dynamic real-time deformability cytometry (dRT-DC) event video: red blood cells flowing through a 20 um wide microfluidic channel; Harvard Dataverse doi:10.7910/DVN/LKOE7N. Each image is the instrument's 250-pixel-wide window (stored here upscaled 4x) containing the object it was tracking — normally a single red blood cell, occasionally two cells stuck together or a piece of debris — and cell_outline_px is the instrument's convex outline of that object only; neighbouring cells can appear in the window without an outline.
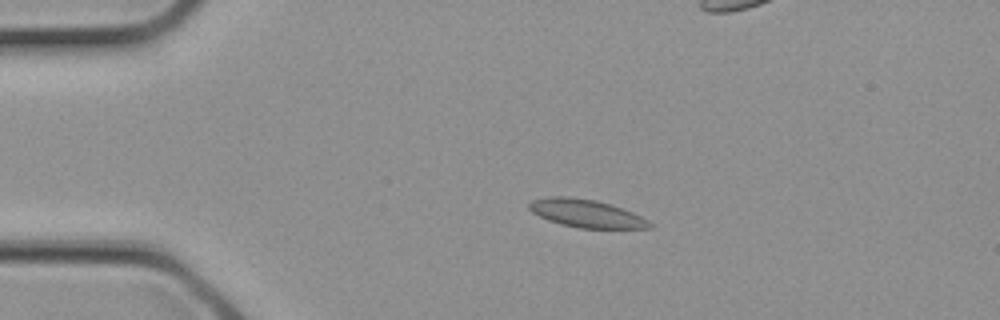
{"species": "common noctule bat (a hibernating species)", "species_latin": "Nyctalus noctula", "temperature_condition": "cold", "stored_images_in_passage": 3, "camera_frame_rate_fps": 3000, "um_per_image_px": 0.085, "animal": {"sex": "female", "body_mass_g": 21.9}, "frame": {"image": 1, "passage_image": 1, "time_ms": 0.0, "image_size_px": [1000, 320], "cell_outline_px": [[652, 228], [580, 228], [560, 224], [548, 220], [532, 212], [528, 208], [528, 204], [532, 200], [548, 196], [568, 196], [596, 200], [632, 212], [648, 220], [652, 224]], "centroid_in_image_um": [49.79, 18.13], "position_along_channel_um": 35.2, "area_um2": 19.48}}
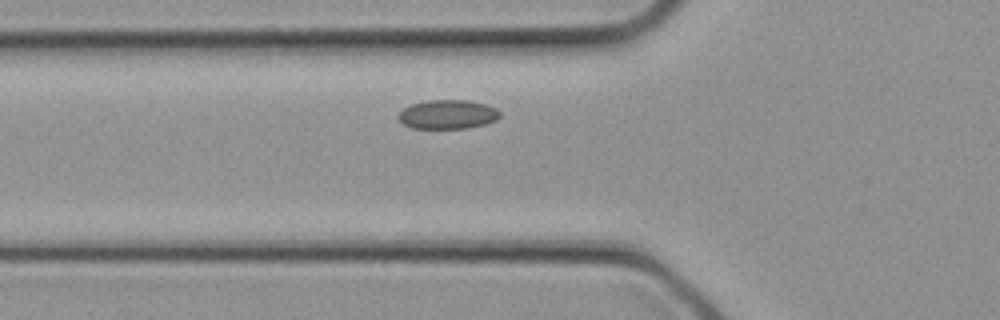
{"frame": {"image": 2, "passage_image": 3, "time_ms": 0.667, "image_size_px": [1000, 320], "cell_outline_px": [[500, 116], [496, 120], [484, 124], [468, 128], [412, 128], [404, 124], [396, 116], [404, 108], [412, 104], [428, 100], [468, 100], [484, 104], [496, 108], [500, 112]], "centroid_in_image_um": [38.05, 9.72], "position_along_channel_um": 87.7, "area_um2": 17.11}}